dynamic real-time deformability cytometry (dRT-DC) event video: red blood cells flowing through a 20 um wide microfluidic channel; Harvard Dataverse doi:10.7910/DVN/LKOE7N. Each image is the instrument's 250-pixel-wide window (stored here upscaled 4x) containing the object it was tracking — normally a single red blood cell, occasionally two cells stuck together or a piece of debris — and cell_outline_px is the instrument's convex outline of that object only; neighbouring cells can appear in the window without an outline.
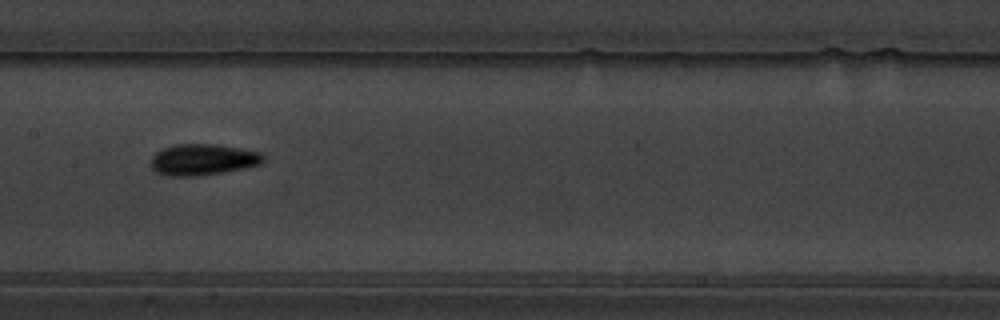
{"species": "common noctule bat (a hibernating species)", "species_latin": "Nyctalus noctula", "temperature_condition": "warm", "stored_images_in_passage": 39, "camera_frame_rate_fps": 3000, "um_per_image_px": 0.085, "animal": {"sex": "male", "body_mass_g": 19.5, "forearm_length_mm": 54.6}, "frame": {"image": 1, "passage_image": 12, "time_ms": 3.667, "image_size_px": [1000, 320], "cell_outline_px": [[264, 164], [224, 172], [196, 176], [168, 176], [156, 172], [152, 168], [152, 156], [156, 152], [172, 144], [212, 144], [240, 148], [260, 152], [264, 156]], "centroid_in_image_um": [17.26, 13.57], "position_along_channel_um": 190.1, "area_um2": 20.52}}
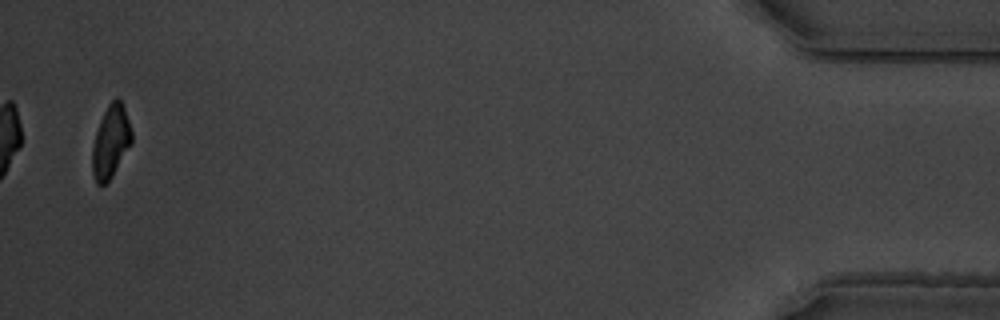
{"frame": {"image": 2, "passage_image": 39, "time_ms": 12.667, "image_size_px": [1000, 320], "cell_outline_px": [[132, 144], [112, 176], [104, 184], [96, 184], [92, 172], [92, 148], [96, 132], [100, 120], [108, 104], [116, 96], [120, 100], [124, 108], [132, 132]], "centroid_in_image_um": [9.41, 12.04], "position_along_channel_um": 425.8, "area_um2": 16.59}, "authors_computed_cell_mechanics": {"area_um2": 18.6694, "velocity_mm_per_s": 3.5225, "shape_relaxation_time_tau1_ms": 2.522, "shape_relaxation_time_tau2_ms": 4.6043, "deformation_change_tau1": 0.1385, "deformation_change_tau2": 0.0984}}